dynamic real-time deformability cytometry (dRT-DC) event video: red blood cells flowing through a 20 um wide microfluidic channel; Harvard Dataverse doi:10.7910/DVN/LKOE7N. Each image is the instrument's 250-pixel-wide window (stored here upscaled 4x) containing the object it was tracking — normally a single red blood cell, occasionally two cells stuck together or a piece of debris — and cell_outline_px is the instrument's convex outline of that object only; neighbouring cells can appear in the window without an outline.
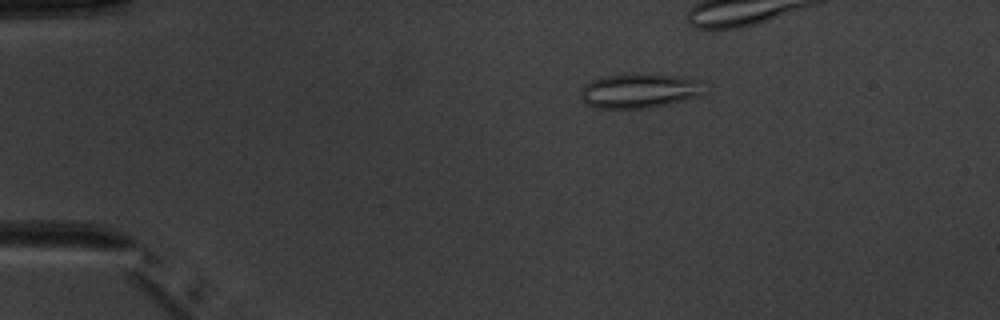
{"species": "common noctule bat (a hibernating species)", "species_latin": "Nyctalus noctula", "temperature_condition": "warm", "stored_images_in_passage": 9, "camera_frame_rate_fps": 3000, "um_per_image_px": 0.085, "animal": {"sex": "male", "body_mass_g": 20.1, "forearm_length_mm": 53.5}, "frame": {"image": 1, "passage_image": 4, "time_ms": 3.333, "image_size_px": [1000, 320], "cell_outline_px": [[700, 96], [668, 104], [644, 108], [596, 108], [588, 104], [580, 96], [580, 92], [584, 84], [600, 76], [636, 72], [676, 76], [700, 80]], "centroid_in_image_um": [54.27, 7.69], "position_along_channel_um": 30.7, "area_um2": 24.91}}
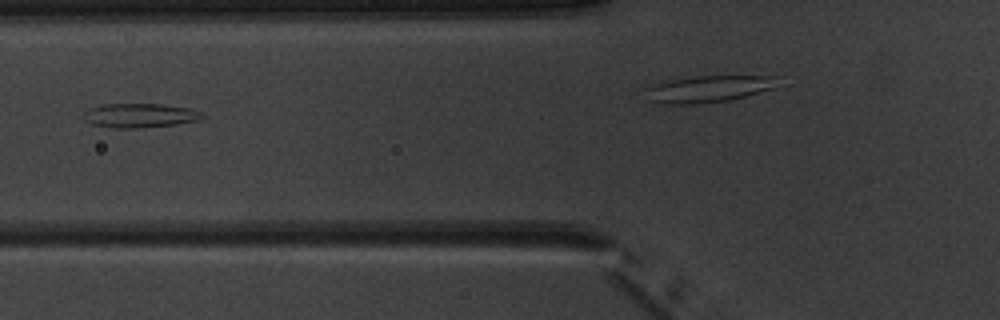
{"frame": {"image": 2, "passage_image": 7, "time_ms": 7.0, "image_size_px": [1000, 320], "cell_outline_px": [[204, 116], [200, 120], [176, 124], [136, 128], [112, 128], [92, 124], [84, 120], [84, 112], [88, 108], [100, 104], [164, 104], [192, 108], [200, 112]], "centroid_in_image_um": [11.87, 9.81], "position_along_channel_um": 113.9, "area_um2": 16.88}}
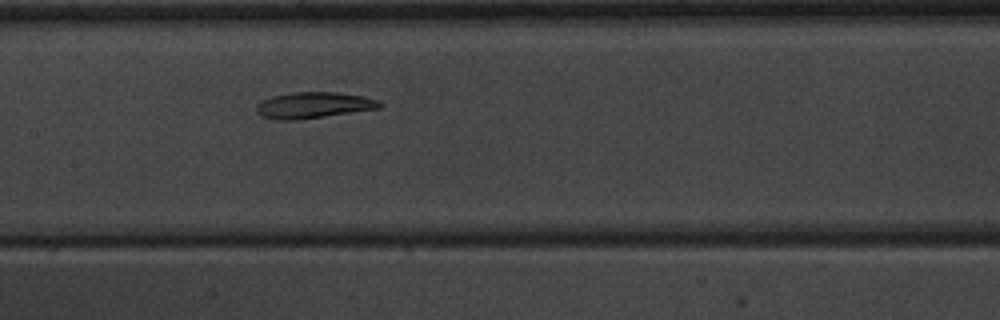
{"frame": {"image": 3, "passage_image": 9, "time_ms": 10.0, "image_size_px": [1000, 320], "cell_outline_px": [[384, 104], [380, 108], [300, 120], [276, 120], [260, 116], [256, 112], [256, 104], [260, 100], [272, 96], [292, 92], [336, 92], [364, 96], [380, 100]], "centroid_in_image_um": [26.63, 8.94], "position_along_channel_um": 180.8, "area_um2": 19.13}}